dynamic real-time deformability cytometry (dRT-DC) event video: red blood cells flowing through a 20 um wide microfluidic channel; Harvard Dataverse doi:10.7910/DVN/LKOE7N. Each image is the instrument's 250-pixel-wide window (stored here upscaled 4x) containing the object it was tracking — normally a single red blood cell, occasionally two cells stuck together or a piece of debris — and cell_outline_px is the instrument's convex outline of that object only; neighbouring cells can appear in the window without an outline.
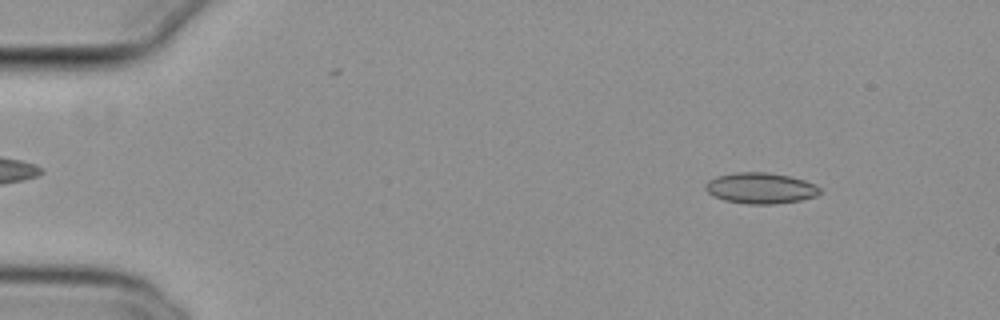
{"species": "common noctule bat (a hibernating species)", "species_latin": "Nyctalus noctula", "temperature_condition": "cold", "stored_images_in_passage": 43, "camera_frame_rate_fps": 3000, "um_per_image_px": 0.085, "animal": {"sex": "female", "body_mass_g": 29.2, "forearm_length_mm": 56.3}, "frame": {"image": 1, "passage_image": 6, "time_ms": 1.667, "image_size_px": [1000, 320], "cell_outline_px": [[824, 192], [816, 196], [800, 200], [776, 204], [748, 204], [724, 200], [712, 196], [704, 188], [704, 184], [708, 180], [716, 176], [736, 172], [768, 172], [788, 176], [804, 180], [820, 188]], "centroid_in_image_um": [64.62, 15.99], "position_along_channel_um": 20.4, "area_um2": 20.75}}
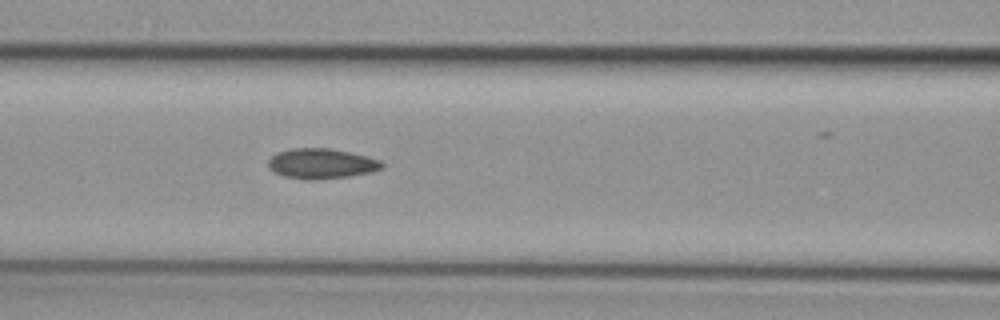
{"frame": {"image": 2, "passage_image": 23, "time_ms": 7.333, "image_size_px": [1000, 320], "cell_outline_px": [[384, 168], [372, 172], [348, 176], [316, 180], [304, 180], [284, 176], [268, 168], [268, 160], [276, 152], [292, 148], [328, 148], [368, 156], [380, 160], [384, 164]], "centroid_in_image_um": [27.32, 13.91], "position_along_channel_um": 139.3, "area_um2": 20.11}}
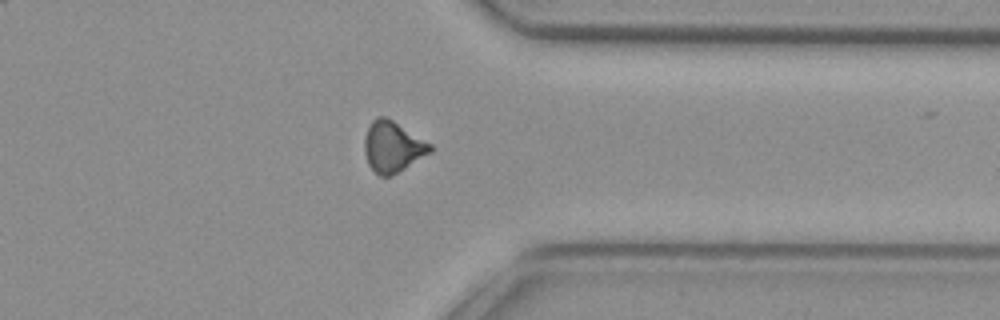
{"frame": {"image": 3, "passage_image": 42, "time_ms": 13.667, "image_size_px": [1000, 320], "cell_outline_px": [[432, 152], [392, 176], [380, 176], [368, 164], [364, 152], [364, 136], [372, 120], [376, 116], [384, 116], [392, 120], [432, 144]], "centroid_in_image_um": [33.37, 12.48], "position_along_channel_um": 378.0, "area_um2": 19.48}}